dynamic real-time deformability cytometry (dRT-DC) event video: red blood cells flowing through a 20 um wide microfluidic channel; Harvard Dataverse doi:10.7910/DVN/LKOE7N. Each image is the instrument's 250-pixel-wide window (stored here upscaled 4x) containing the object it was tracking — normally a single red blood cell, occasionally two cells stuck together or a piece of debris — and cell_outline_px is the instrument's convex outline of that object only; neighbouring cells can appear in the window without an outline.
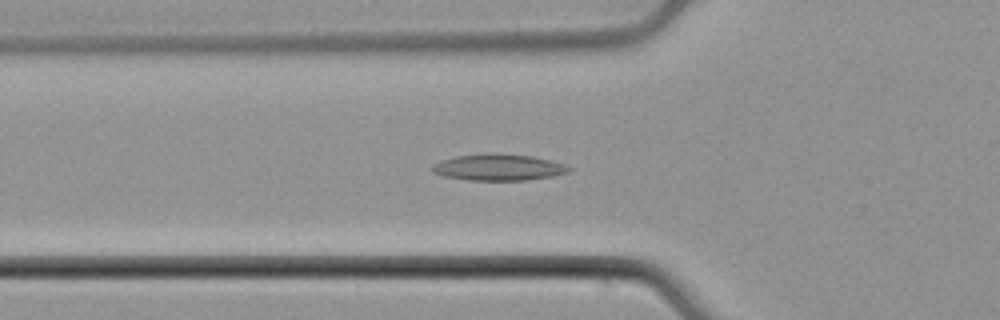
{"species": "common noctule bat (a hibernating species)", "species_latin": "Nyctalus noctula", "temperature_condition": "cold", "stored_images_in_passage": 42, "camera_frame_rate_fps": 3000, "um_per_image_px": 0.085, "animal": {"sex": "male", "body_mass_g": 21.5, "forearm_length_mm": 52.0}, "frame": {"image": 1, "passage_image": 11, "time_ms": 3.333, "image_size_px": [1000, 320], "cell_outline_px": [[572, 168], [568, 172], [552, 176], [528, 180], [468, 180], [444, 176], [432, 172], [432, 168], [440, 160], [456, 156], [532, 156], [552, 160], [564, 164]], "centroid_in_image_um": [42.41, 14.27], "position_along_channel_um": 83.4, "area_um2": 20.0}}
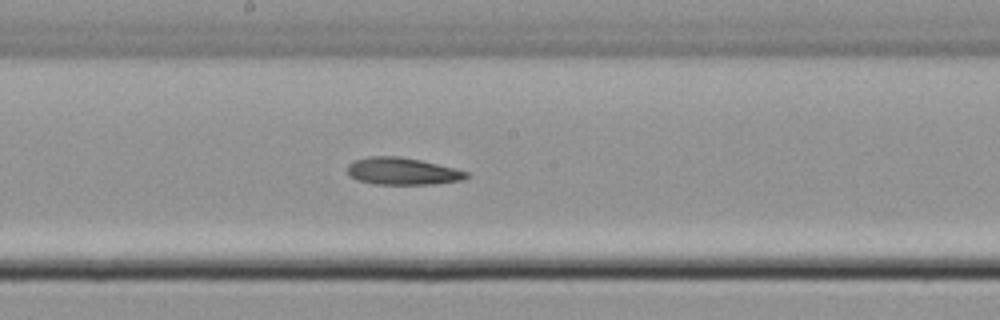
{"frame": {"image": 2, "passage_image": 21, "time_ms": 6.667, "image_size_px": [1000, 320], "cell_outline_px": [[472, 176], [464, 180], [436, 184], [372, 184], [356, 180], [348, 176], [348, 164], [356, 160], [368, 156], [400, 156], [420, 160], [468, 172]], "centroid_in_image_um": [34.2, 14.57], "position_along_channel_um": 214.0, "area_um2": 18.96}}
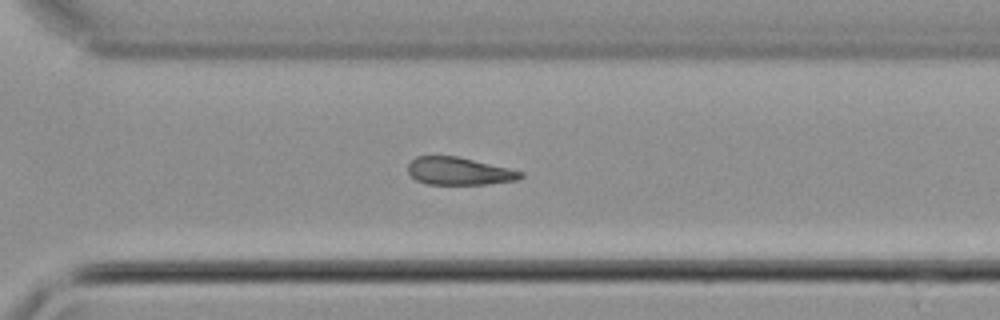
{"frame": {"image": 3, "passage_image": 30, "time_ms": 9.667, "image_size_px": [1000, 320], "cell_outline_px": [[524, 176], [516, 180], [488, 184], [428, 184], [416, 180], [408, 172], [408, 164], [416, 156], [456, 156], [508, 168], [524, 172]], "centroid_in_image_um": [39.01, 14.55], "position_along_channel_um": 331.6, "area_um2": 17.98}, "authors_computed_cell_mechanics": {"area_um2": 18.9873, "velocity_mm_per_s": 3.9136, "shape_relaxation_time_tau1_ms": 5.1313, "shape_relaxation_time_tau2_ms": null, "deformation_change_tau1": 0.0999, "deformation_change_tau2": null}}